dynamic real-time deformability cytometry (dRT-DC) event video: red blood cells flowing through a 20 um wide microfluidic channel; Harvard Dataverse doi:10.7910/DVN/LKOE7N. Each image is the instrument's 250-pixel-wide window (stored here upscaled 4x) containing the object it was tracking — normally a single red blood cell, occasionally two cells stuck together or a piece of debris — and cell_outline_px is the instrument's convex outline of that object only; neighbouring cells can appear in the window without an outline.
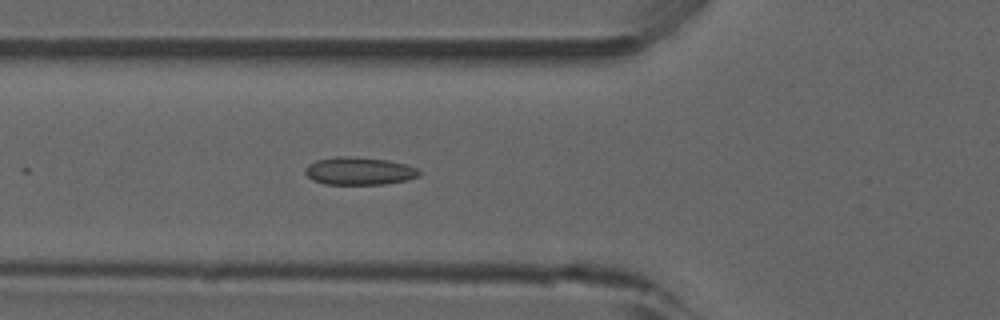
{"species": "common noctule bat (a hibernating species)", "species_latin": "Nyctalus noctula", "temperature_condition": "room temperature", "stored_images_in_passage": 18, "camera_frame_rate_fps": 3000, "um_per_image_px": 0.085, "animal": {"sex": "male", "forearm_length_mm": 52.5}, "frame": {"image": 1, "passage_image": 15, "time_ms": 4.667, "image_size_px": [1000, 320], "cell_outline_px": [[420, 176], [408, 180], [384, 184], [324, 184], [312, 180], [304, 172], [304, 168], [308, 164], [316, 160], [336, 156], [352, 156], [388, 160], [408, 164], [416, 168], [420, 172]], "centroid_in_image_um": [30.53, 14.53], "position_along_channel_um": 95.3, "area_um2": 18.67}}